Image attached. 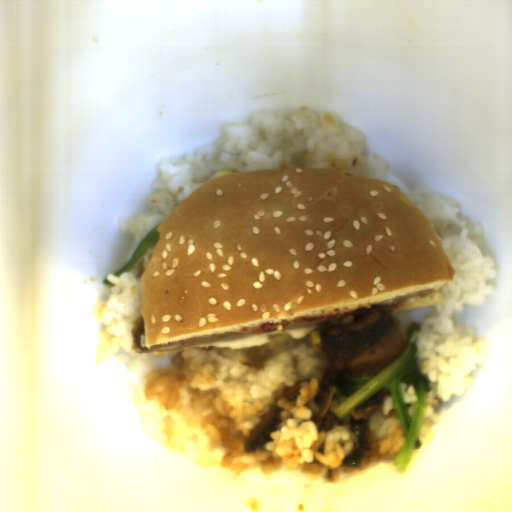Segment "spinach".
<instances>
[{"label": "spinach", "mask_w": 512, "mask_h": 512, "mask_svg": "<svg viewBox=\"0 0 512 512\" xmlns=\"http://www.w3.org/2000/svg\"><path fill=\"white\" fill-rule=\"evenodd\" d=\"M422 331L416 321L407 327V342L400 356L374 376L328 377L327 384L337 388L334 398L337 405L328 412L340 421L372 398L378 392L389 387L405 443L395 456L392 464L399 471L406 472L415 449L423 448L419 438L426 412L427 394L433 389L427 375L417 368L419 346L410 342L415 332Z\"/></svg>", "instance_id": "spinach-1"}, {"label": "spinach", "mask_w": 512, "mask_h": 512, "mask_svg": "<svg viewBox=\"0 0 512 512\" xmlns=\"http://www.w3.org/2000/svg\"><path fill=\"white\" fill-rule=\"evenodd\" d=\"M159 224L151 229L146 236L141 240L134 253L129 258L127 264L114 272L113 274L120 277L122 273L129 272L135 263L140 259L144 252L152 245L160 240V232L158 231Z\"/></svg>", "instance_id": "spinach-2"}]
</instances>
